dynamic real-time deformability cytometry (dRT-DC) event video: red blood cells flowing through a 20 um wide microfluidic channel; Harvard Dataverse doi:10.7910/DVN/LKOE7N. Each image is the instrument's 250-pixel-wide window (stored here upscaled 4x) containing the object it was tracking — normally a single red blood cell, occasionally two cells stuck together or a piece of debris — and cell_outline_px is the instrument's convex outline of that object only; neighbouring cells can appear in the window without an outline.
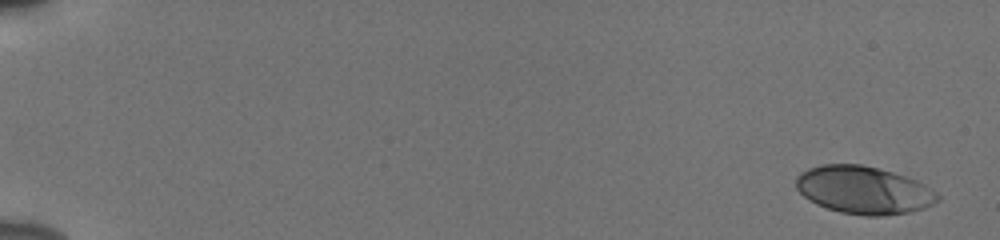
{"species": "human", "species_latin": "Homo sapiens", "temperature_condition": "cold", "stored_images_in_passage": 54, "camera_frame_rate_fps": 3000, "um_per_image_px": 0.085, "donor": {"sex": "male"}, "frame": {"image": 1, "passage_image": 1, "time_ms": 0.0, "image_size_px": [1000, 240], "cell_outline_px": [[940, 200], [924, 208], [908, 212], [880, 216], [864, 216], [840, 212], [816, 204], [808, 200], [796, 188], [796, 176], [800, 172], [808, 168], [820, 164], [860, 164], [892, 172], [916, 180], [924, 184], [936, 192], [940, 196]], "centroid_in_image_um": [73.39, 16.15], "position_along_channel_um": 11.6, "area_um2": 39.36}}
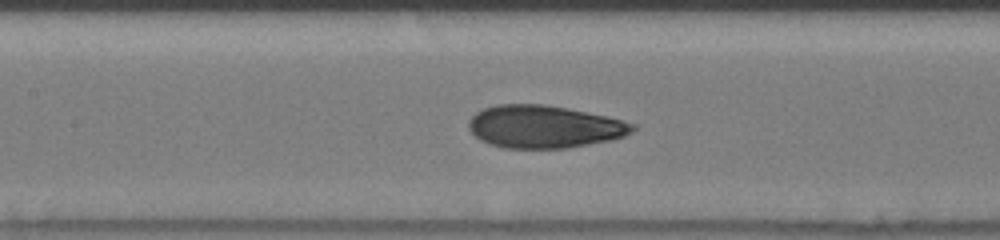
{"frame": {"image": 2, "passage_image": 27, "time_ms": 8.667, "image_size_px": [1000, 240], "cell_outline_px": [[636, 128], [632, 132], [624, 136], [612, 140], [568, 148], [504, 148], [488, 144], [480, 140], [468, 128], [468, 120], [476, 112], [484, 108], [496, 104], [544, 104], [568, 108], [608, 116], [636, 124]], "centroid_in_image_um": [46.26, 10.77], "position_along_channel_um": 161.1, "area_um2": 41.04}}
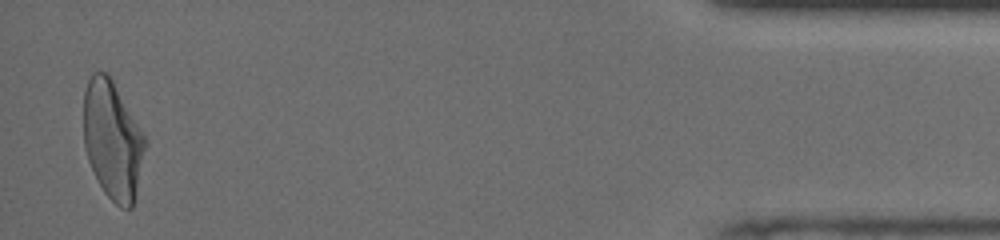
{"frame": {"image": 3, "passage_image": 53, "time_ms": 17.333, "image_size_px": [1000, 240], "cell_outline_px": [[148, 144], [132, 208], [120, 208], [104, 192], [88, 160], [84, 144], [84, 92], [88, 80], [92, 72], [108, 72], [148, 140]], "centroid_in_image_um": [9.59, 11.89], "position_along_channel_um": 425.6, "area_um2": 42.6}, "authors_computed_cell_mechanics": {"area_um2": 40.6045, "velocity_mm_per_s": 3.8445, "shape_relaxation_time_tau1_ms": 3.8185, "shape_relaxation_time_tau2_ms": 1.2714, "deformation_change_tau1": 0.1804, "deformation_change_tau2": 0.0725}}